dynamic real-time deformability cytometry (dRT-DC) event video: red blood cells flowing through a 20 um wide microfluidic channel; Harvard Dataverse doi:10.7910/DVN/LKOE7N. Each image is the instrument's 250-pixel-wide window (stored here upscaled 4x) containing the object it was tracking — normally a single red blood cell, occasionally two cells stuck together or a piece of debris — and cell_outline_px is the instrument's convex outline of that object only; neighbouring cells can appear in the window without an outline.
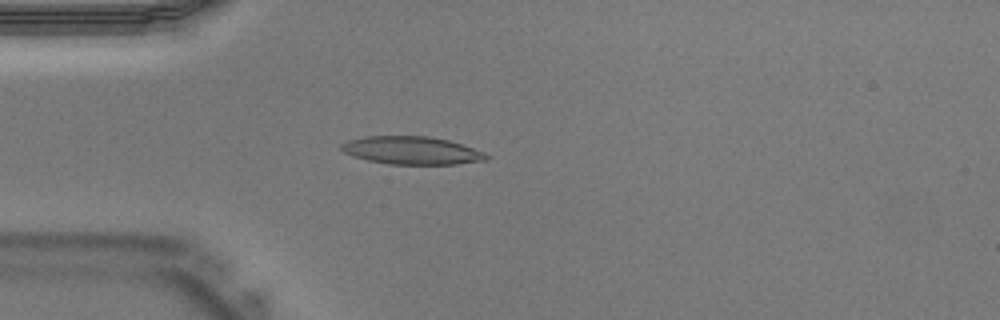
{"species": "Egyptian fruit bat (a non-hibernating species)", "species_latin": "Rousettus aegyptiacus", "temperature_condition": "warm", "stored_images_in_passage": 31, "camera_frame_rate_fps": 3000, "um_per_image_px": 0.085, "animal": {"sex": "male"}, "frame": {"image": 1, "passage_image": 1, "time_ms": 0.0, "image_size_px": [1000, 320], "cell_outline_px": [[492, 156], [488, 160], [456, 164], [388, 164], [368, 160], [352, 156], [344, 152], [340, 148], [340, 144], [348, 140], [364, 136], [428, 136], [448, 140], [484, 152]], "centroid_in_image_um": [34.99, 12.79], "position_along_channel_um": 50.0, "area_um2": 23.64}}
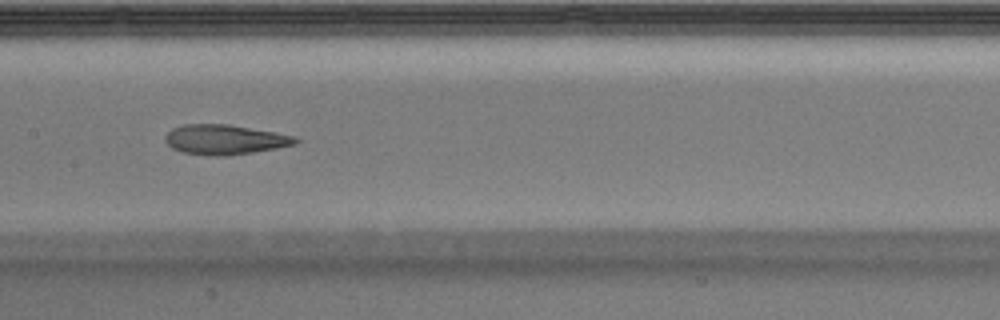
{"frame": {"image": 2, "passage_image": 10, "time_ms": 3.0, "image_size_px": [1000, 320], "cell_outline_px": [[300, 140], [296, 144], [276, 148], [252, 152], [224, 156], [208, 156], [184, 152], [172, 148], [164, 140], [164, 136], [172, 128], [184, 124], [228, 124], [276, 132], [296, 136]], "centroid_in_image_um": [19.11, 11.86], "position_along_channel_um": 188.3, "area_um2": 22.72}}